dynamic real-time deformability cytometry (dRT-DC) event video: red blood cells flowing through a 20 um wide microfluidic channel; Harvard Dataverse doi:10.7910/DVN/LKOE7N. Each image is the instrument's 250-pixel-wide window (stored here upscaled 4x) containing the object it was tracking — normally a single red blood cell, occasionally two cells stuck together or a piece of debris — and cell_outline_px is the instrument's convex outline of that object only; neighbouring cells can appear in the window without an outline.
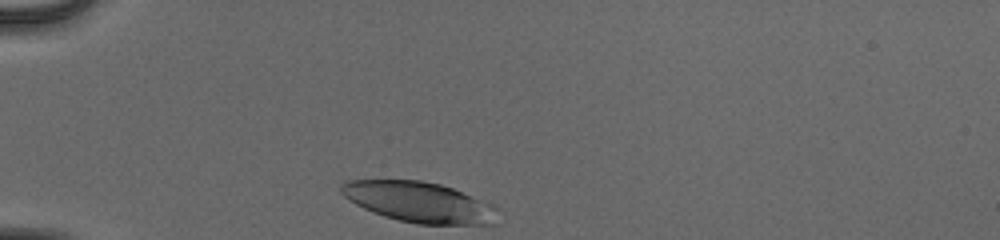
{"species": "human", "species_latin": "Homo sapiens", "temperature_condition": "cold", "stored_images_in_passage": 30, "camera_frame_rate_fps": 3000, "um_per_image_px": 0.085, "donor": {"sex": "male"}, "frame": {"image": 1, "passage_image": 1, "time_ms": 0.0, "image_size_px": [1000, 240], "cell_outline_px": [[500, 208], [496, 224], [416, 224], [384, 216], [372, 212], [348, 200], [340, 192], [340, 184], [344, 180], [420, 180], [440, 184], [452, 188], [496, 204]], "centroid_in_image_um": [35.68, 17.18], "position_along_channel_um": 49.3, "area_um2": 37.4}}
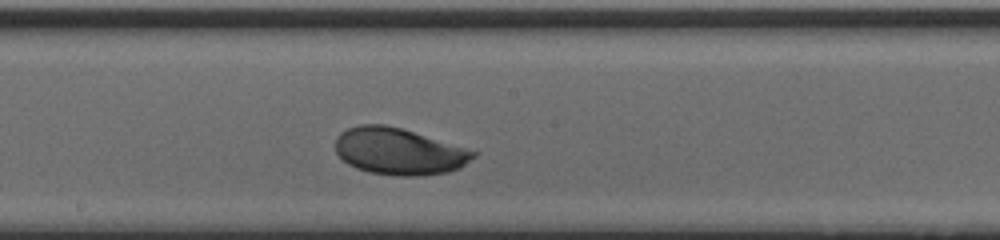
{"frame": {"image": 2, "passage_image": 16, "time_ms": 5.0, "image_size_px": [1000, 240], "cell_outline_px": [[476, 156], [460, 168], [448, 172], [424, 176], [396, 176], [368, 172], [356, 168], [348, 164], [336, 152], [336, 136], [340, 132], [348, 128], [360, 124], [384, 124], [400, 128], [464, 148], [476, 152]], "centroid_in_image_um": [33.87, 12.88], "position_along_channel_um": 214.3, "area_um2": 37.28}}
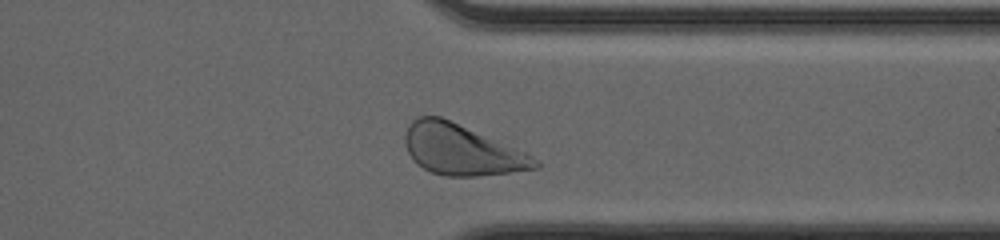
{"frame": {"image": 3, "passage_image": 28, "time_ms": 9.0, "image_size_px": [1000, 240], "cell_outline_px": [[540, 168], [476, 176], [444, 176], [432, 172], [416, 164], [412, 160], [404, 144], [404, 136], [408, 124], [412, 120], [420, 116], [440, 116], [524, 152], [532, 156], [540, 164]], "centroid_in_image_um": [39.16, 12.74], "position_along_channel_um": 372.2, "area_um2": 37.86}, "authors_computed_cell_mechanics": {"area_um2": 37.2521, "velocity_mm_per_s": 3.9348, "shape_relaxation_time_tau1_ms": 3.7342, "shape_relaxation_time_tau2_ms": 6.9561, "deformation_change_tau1": 0.1978, "deformation_change_tau2": 0.1283}}